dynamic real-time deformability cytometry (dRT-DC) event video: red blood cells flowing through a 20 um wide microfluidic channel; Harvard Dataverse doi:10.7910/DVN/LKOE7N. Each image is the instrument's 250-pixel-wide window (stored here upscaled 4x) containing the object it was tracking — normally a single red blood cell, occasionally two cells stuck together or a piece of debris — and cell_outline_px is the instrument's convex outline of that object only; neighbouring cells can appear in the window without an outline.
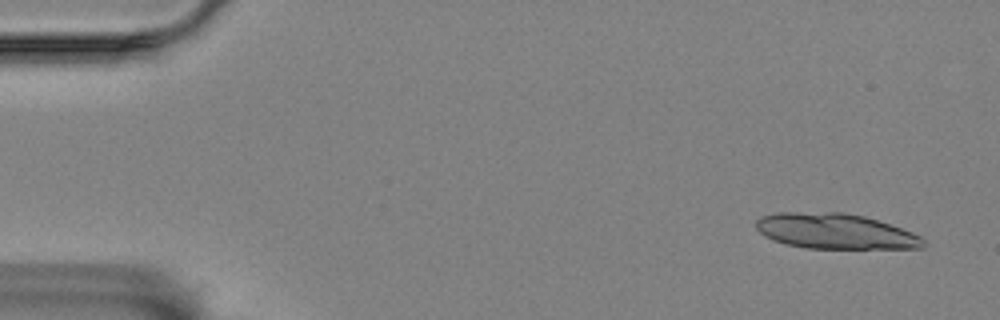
{"species": "Egyptian fruit bat (a non-hibernating species)", "species_latin": "Rousettus aegyptiacus", "temperature_condition": "room temperature", "stored_images_in_passage": 15, "camera_frame_rate_fps": 3000, "um_per_image_px": 0.085, "animal": {"sex": "female"}, "frame": {"image": 1, "passage_image": 1, "time_ms": 0.0, "image_size_px": [1000, 320], "cell_outline_px": [[924, 248], [804, 248], [784, 244], [772, 240], [764, 236], [756, 228], [756, 220], [760, 216], [776, 212], [844, 212], [864, 216], [912, 232], [920, 236], [924, 240]], "centroid_in_image_um": [70.93, 19.65], "position_along_channel_um": 14.1, "area_um2": 34.51}}